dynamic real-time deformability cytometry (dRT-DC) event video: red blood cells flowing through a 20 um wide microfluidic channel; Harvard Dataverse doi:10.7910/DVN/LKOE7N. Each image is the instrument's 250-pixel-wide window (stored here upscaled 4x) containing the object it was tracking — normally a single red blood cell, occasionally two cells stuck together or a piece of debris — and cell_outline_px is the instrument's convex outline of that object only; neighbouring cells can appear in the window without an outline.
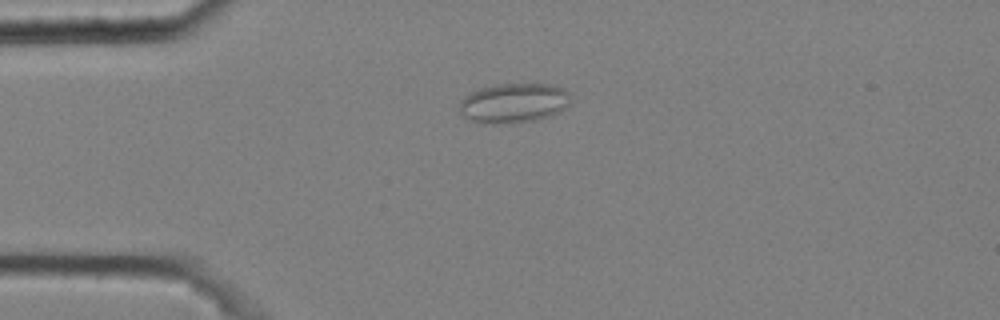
{"species": "common noctule bat (a hibernating species)", "species_latin": "Nyctalus noctula", "temperature_condition": "cold", "stored_images_in_passage": 50, "camera_frame_rate_fps": 3000, "um_per_image_px": 0.085, "animal": {"sex": "male", "body_mass_g": 20.4}, "frame": {"image": 1, "passage_image": 14, "time_ms": 4.333, "image_size_px": [1000, 320], "cell_outline_px": [[572, 96], [568, 104], [564, 108], [552, 116], [536, 120], [508, 124], [484, 124], [468, 120], [460, 112], [460, 100], [464, 96], [480, 88], [496, 84], [552, 84], [564, 88]], "centroid_in_image_um": [43.67, 8.77], "position_along_channel_um": 41.3, "area_um2": 26.13}}
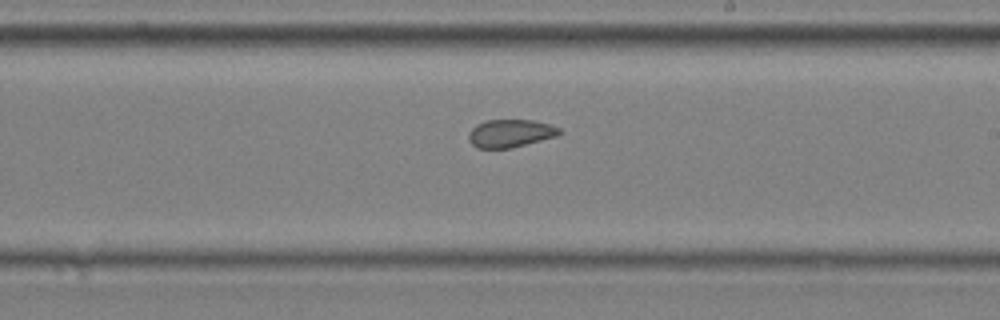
{"frame": {"image": 2, "passage_image": 33, "time_ms": 10.667, "image_size_px": [1000, 320], "cell_outline_px": [[560, 132], [556, 136], [508, 148], [476, 148], [468, 140], [468, 132], [476, 124], [488, 120], [532, 120], [548, 124], [560, 128]], "centroid_in_image_um": [43.31, 11.33], "position_along_channel_um": 245.7, "area_um2": 14.51}}
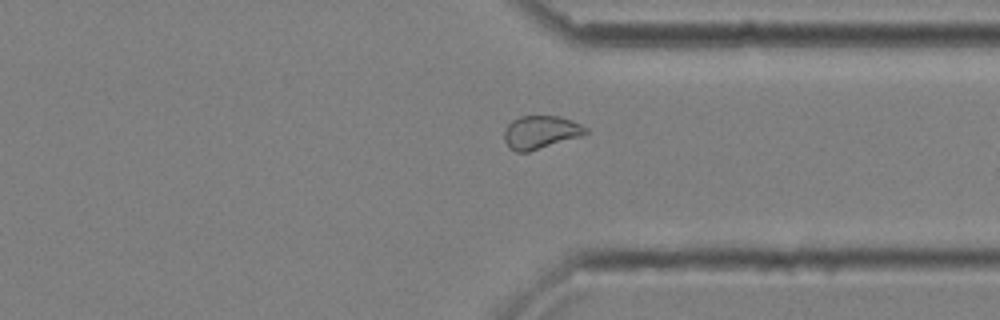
{"frame": {"image": 3, "passage_image": 43, "time_ms": 14.0, "image_size_px": [1000, 320], "cell_outline_px": [[588, 132], [584, 136], [528, 152], [516, 152], [508, 148], [504, 140], [504, 128], [512, 120], [520, 116], [560, 116], [572, 120], [588, 128]], "centroid_in_image_um": [45.96, 11.25], "position_along_channel_um": 365.4, "area_um2": 16.07}, "authors_computed_cell_mechanics": {"area_um2": 16.8198, "velocity_mm_per_s": 3.5784, "shape_relaxation_time_tau1_ms": null, "shape_relaxation_time_tau2_ms": 1.2065, "deformation_change_tau1": null, "deformation_change_tau2": 0.0686}}